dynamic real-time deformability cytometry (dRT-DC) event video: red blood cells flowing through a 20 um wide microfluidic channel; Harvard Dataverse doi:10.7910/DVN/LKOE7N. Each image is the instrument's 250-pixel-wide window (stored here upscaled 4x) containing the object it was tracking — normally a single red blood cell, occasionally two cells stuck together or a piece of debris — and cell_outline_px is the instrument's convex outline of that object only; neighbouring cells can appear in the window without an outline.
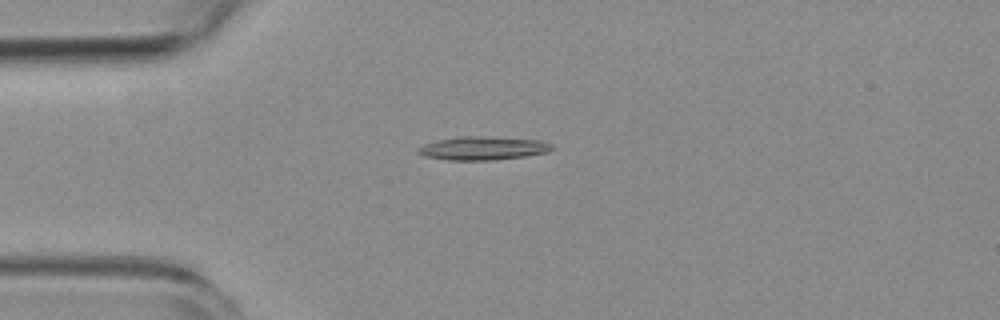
{"species": "common noctule bat (a hibernating species)", "species_latin": "Nyctalus noctula", "temperature_condition": "room temperature", "stored_images_in_passage": 5, "camera_frame_rate_fps": 3000, "um_per_image_px": 0.085, "animal": {"sex": "female", "body_mass_g": 19.3, "forearm_length_mm": 54.1}, "frame": {"image": 1, "passage_image": 4, "time_ms": 3.667, "image_size_px": [1000, 320], "cell_outline_px": [[556, 148], [548, 152], [524, 156], [492, 160], [448, 160], [424, 156], [416, 152], [416, 148], [424, 144], [440, 140], [460, 136], [484, 136], [540, 140], [552, 144]], "centroid_in_image_um": [41.06, 12.6], "position_along_channel_um": 43.9, "area_um2": 18.32}}